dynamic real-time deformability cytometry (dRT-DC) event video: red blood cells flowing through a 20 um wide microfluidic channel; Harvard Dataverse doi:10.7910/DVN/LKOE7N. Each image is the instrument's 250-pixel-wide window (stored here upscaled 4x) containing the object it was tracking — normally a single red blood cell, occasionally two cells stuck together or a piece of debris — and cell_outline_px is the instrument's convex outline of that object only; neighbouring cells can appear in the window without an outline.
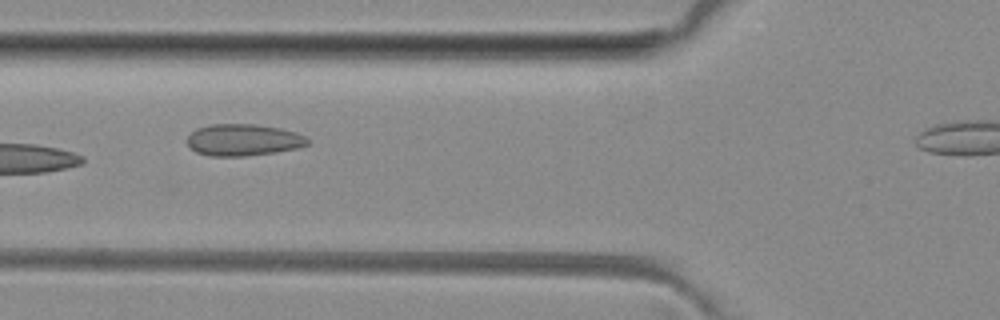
{"species": "common noctule bat (a hibernating species)", "species_latin": "Nyctalus noctula", "temperature_condition": "room temperature", "stored_images_in_passage": 9, "segment_of_instrument_passage": [1, 2], "camera_frame_rate_fps": 3000, "um_per_image_px": 0.085, "animal": {"sex": "female", "body_mass_g": 29.2, "forearm_length_mm": 56.3}, "frame": {"image": 1, "passage_image": 6, "time_ms": 5.667, "image_size_px": [1000, 320], "cell_outline_px": [[312, 144], [296, 148], [276, 152], [244, 156], [208, 156], [196, 152], [188, 144], [188, 136], [196, 128], [212, 124], [256, 124], [280, 128], [296, 132], [304, 136]], "centroid_in_image_um": [20.69, 11.89], "position_along_channel_um": 105.1, "area_um2": 22.31}}
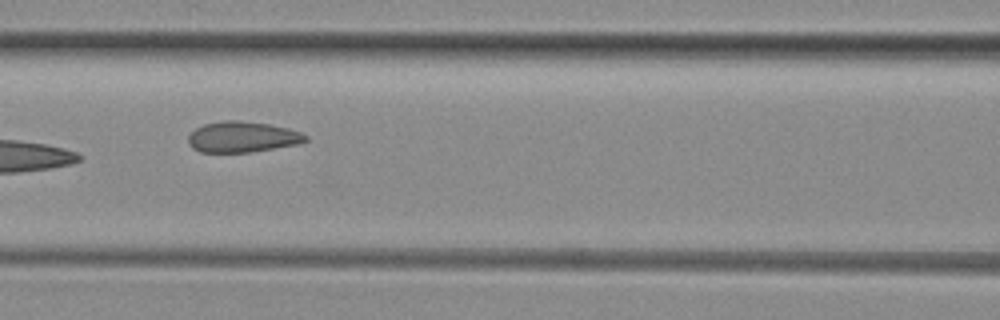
{"frame": {"image": 2, "passage_image": 7, "time_ms": 6.667, "image_size_px": [1000, 320], "cell_outline_px": [[308, 140], [296, 144], [252, 152], [200, 152], [192, 148], [188, 144], [188, 136], [196, 128], [204, 124], [224, 120], [240, 120], [268, 124], [288, 128], [300, 132], [308, 136]], "centroid_in_image_um": [20.58, 11.64], "position_along_channel_um": 146.0, "area_um2": 21.04}}
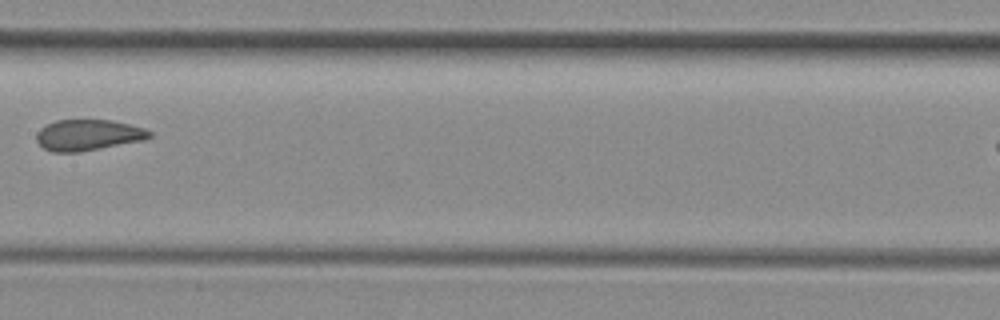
{"frame": {"image": 3, "passage_image": 8, "time_ms": 8.0, "image_size_px": [1000, 320], "cell_outline_px": [[152, 136], [144, 140], [80, 152], [52, 152], [44, 148], [36, 140], [36, 132], [40, 128], [56, 120], [112, 120], [144, 128], [152, 132]], "centroid_in_image_um": [7.48, 11.48], "position_along_channel_um": 199.9, "area_um2": 20.4}}